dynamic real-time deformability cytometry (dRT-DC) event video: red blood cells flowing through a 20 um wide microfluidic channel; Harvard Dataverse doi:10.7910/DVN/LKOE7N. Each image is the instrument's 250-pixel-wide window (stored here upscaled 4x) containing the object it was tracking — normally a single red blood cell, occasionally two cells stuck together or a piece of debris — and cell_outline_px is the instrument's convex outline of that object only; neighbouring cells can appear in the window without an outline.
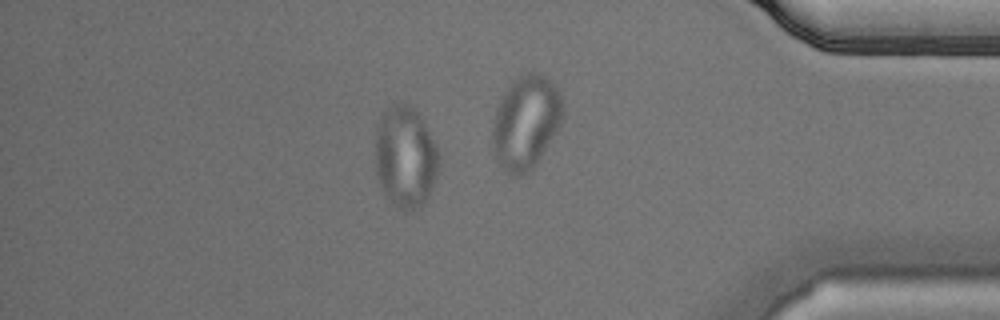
{"species": "Egyptian fruit bat (a non-hibernating species)", "species_latin": "Rousettus aegyptiacus", "temperature_condition": "cold", "stored_images_in_passage": 56, "camera_frame_rate_fps": 3000, "um_per_image_px": 0.085, "animal": {"sex": "male"}, "frame": {"image": 1, "passage_image": 48, "time_ms": 15.667, "image_size_px": [1000, 320], "cell_outline_px": [[440, 160], [428, 196], [424, 204], [416, 212], [404, 212], [388, 200], [380, 184], [376, 172], [376, 128], [380, 116], [392, 104], [412, 104], [436, 144], [440, 156]], "centroid_in_image_um": [34.45, 13.38], "position_along_channel_um": 400.8, "area_um2": 37.74}}